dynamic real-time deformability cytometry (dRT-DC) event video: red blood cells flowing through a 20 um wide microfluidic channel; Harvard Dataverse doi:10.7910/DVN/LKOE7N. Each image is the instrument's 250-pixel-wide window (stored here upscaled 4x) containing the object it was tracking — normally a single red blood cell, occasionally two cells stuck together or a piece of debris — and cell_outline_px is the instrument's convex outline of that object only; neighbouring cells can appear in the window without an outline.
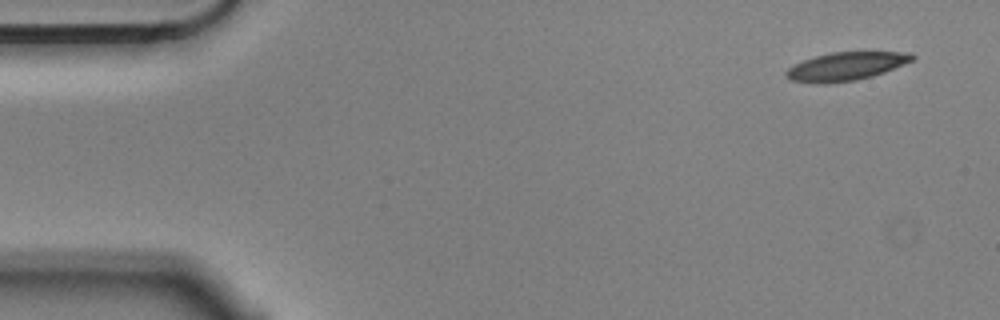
{"species": "Egyptian fruit bat (a non-hibernating species)", "species_latin": "Rousettus aegyptiacus", "temperature_condition": "cold", "stored_images_in_passage": 5, "camera_frame_rate_fps": 3000, "um_per_image_px": 0.085, "animal": {"sex": "male"}, "frame": {"image": 1, "passage_image": 1, "time_ms": 0.0, "image_size_px": [1000, 320], "cell_outline_px": [[916, 60], [884, 72], [872, 76], [856, 80], [824, 84], [820, 84], [792, 80], [784, 76], [784, 72], [788, 68], [804, 60], [816, 56], [832, 52], [912, 52], [916, 56]], "centroid_in_image_um": [71.95, 5.64], "position_along_channel_um": 13.0, "area_um2": 20.87}}
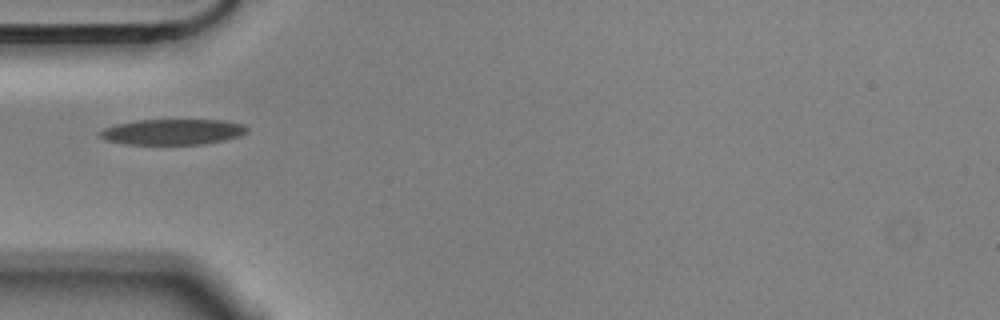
{"frame": {"image": 2, "passage_image": 5, "time_ms": 1.333, "image_size_px": [1000, 320], "cell_outline_px": [[248, 132], [240, 136], [224, 140], [204, 144], [124, 144], [104, 140], [100, 136], [100, 132], [104, 128], [116, 124], [140, 120], [224, 120], [244, 124], [248, 128]], "centroid_in_image_um": [14.7, 11.21], "position_along_channel_um": 70.3, "area_um2": 22.02}}